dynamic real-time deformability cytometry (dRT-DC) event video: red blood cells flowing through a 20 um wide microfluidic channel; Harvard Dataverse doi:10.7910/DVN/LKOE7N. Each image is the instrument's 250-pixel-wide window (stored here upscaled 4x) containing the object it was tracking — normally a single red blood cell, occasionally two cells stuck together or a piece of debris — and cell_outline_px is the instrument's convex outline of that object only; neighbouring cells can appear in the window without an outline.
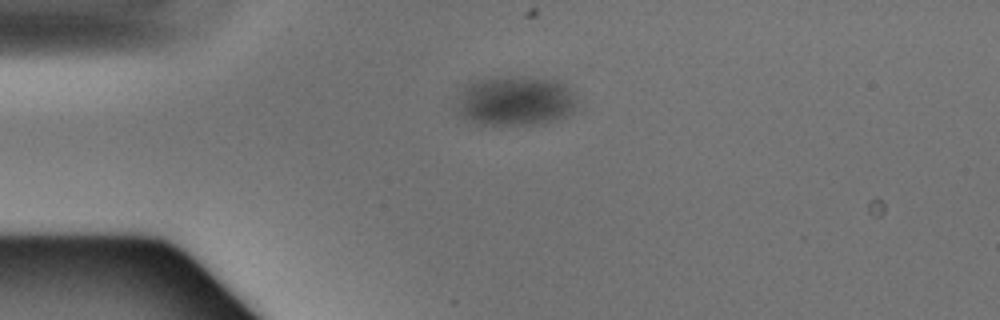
{"species": "Egyptian fruit bat (a non-hibernating species)", "species_latin": "Rousettus aegyptiacus", "temperature_condition": "warm", "stored_images_in_passage": 7, "camera_frame_rate_fps": 3000, "um_per_image_px": 0.085, "animal": {"sex": "male"}, "frame": {"image": 1, "passage_image": 1, "time_ms": 0.0, "image_size_px": [1000, 320], "cell_outline_px": [[580, 104], [568, 116], [532, 124], [484, 124], [472, 120], [456, 112], [456, 108], [460, 92], [464, 84], [476, 80], [508, 76], [556, 80], [564, 84], [576, 92]], "centroid_in_image_um": [43.85, 8.55], "position_along_channel_um": 41.1, "area_um2": 34.91}}